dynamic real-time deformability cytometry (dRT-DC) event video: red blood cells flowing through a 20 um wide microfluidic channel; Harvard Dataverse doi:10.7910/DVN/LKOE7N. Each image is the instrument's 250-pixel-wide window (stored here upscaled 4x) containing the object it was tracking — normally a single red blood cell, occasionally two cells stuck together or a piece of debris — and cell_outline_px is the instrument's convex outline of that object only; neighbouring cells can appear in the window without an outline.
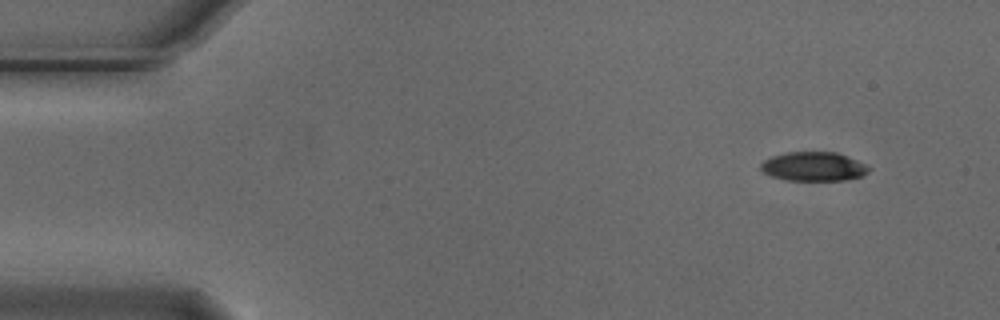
{"species": "Egyptian fruit bat (a non-hibernating species)", "species_latin": "Rousettus aegyptiacus", "temperature_condition": "cold", "stored_images_in_passage": 5, "segment_of_instrument_passage": [2, 2], "camera_frame_rate_fps": 3000, "um_per_image_px": 0.085, "animal": {"sex": "male"}, "frame": {"image": 1, "passage_image": 5, "time_ms": 1.333, "image_size_px": [1000, 320], "cell_outline_px": [[872, 168], [864, 176], [848, 180], [784, 180], [772, 176], [764, 172], [760, 168], [760, 164], [764, 160], [772, 156], [784, 152], [836, 152], [848, 156]], "centroid_in_image_um": [69.17, 14.15], "position_along_channel_um": 15.8, "area_um2": 18.44}}